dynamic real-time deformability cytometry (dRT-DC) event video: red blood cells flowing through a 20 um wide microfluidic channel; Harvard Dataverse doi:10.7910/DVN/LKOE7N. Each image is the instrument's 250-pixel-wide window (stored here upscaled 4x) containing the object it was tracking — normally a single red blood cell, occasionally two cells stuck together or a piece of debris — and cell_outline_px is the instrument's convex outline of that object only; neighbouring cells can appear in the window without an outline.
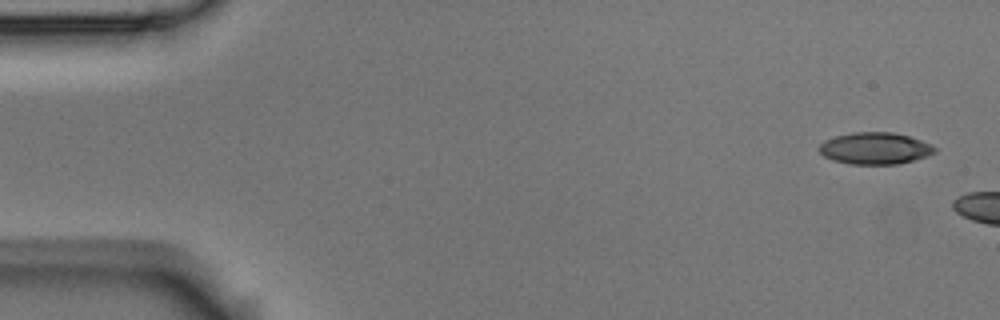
{"species": "Egyptian fruit bat (a non-hibernating species)", "species_latin": "Rousettus aegyptiacus", "temperature_condition": "room temperature", "stored_images_in_passage": 2, "camera_frame_rate_fps": 3000, "um_per_image_px": 0.085, "animal": {"sex": "male"}, "frame": {"image": 1, "passage_image": 1, "time_ms": 0.0, "image_size_px": [1000, 320], "cell_outline_px": [[936, 152], [928, 156], [900, 164], [848, 164], [832, 160], [824, 156], [816, 148], [824, 140], [836, 136], [852, 132], [892, 132], [908, 136], [932, 144], [936, 148]], "centroid_in_image_um": [74.36, 12.61], "position_along_channel_um": 10.6, "area_um2": 21.62}}